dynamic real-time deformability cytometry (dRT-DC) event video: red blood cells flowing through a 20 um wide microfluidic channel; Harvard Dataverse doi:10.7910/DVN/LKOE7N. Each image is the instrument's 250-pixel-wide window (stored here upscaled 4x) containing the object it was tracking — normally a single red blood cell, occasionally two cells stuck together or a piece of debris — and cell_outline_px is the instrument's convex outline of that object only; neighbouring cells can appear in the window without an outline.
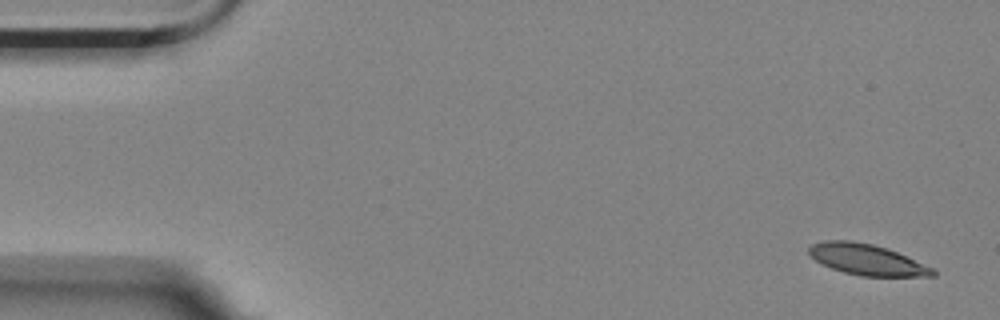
{"species": "Egyptian fruit bat (a non-hibernating species)", "species_latin": "Rousettus aegyptiacus", "temperature_condition": "room temperature", "stored_images_in_passage": 4, "camera_frame_rate_fps": 3000, "um_per_image_px": 0.085, "animal": {"sex": "female"}, "frame": {"image": 1, "passage_image": 1, "time_ms": 0.0, "image_size_px": [1000, 320], "cell_outline_px": [[936, 276], [860, 276], [844, 272], [832, 268], [816, 260], [808, 252], [808, 248], [812, 244], [824, 240], [852, 240], [872, 244], [896, 252], [936, 268]], "centroid_in_image_um": [73.71, 22.07], "position_along_channel_um": 11.3, "area_um2": 22.2}}
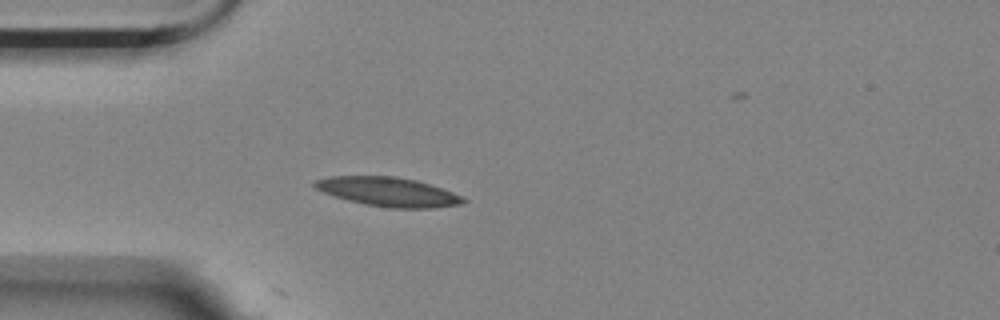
{"frame": {"image": 2, "passage_image": 4, "time_ms": 1.0, "image_size_px": [1000, 320], "cell_outline_px": [[468, 200], [464, 204], [432, 208], [392, 208], [364, 204], [348, 200], [324, 192], [316, 188], [312, 184], [316, 180], [332, 176], [396, 176], [416, 180], [464, 196]], "centroid_in_image_um": [33.05, 16.31], "position_along_channel_um": 52.0, "area_um2": 25.09}}